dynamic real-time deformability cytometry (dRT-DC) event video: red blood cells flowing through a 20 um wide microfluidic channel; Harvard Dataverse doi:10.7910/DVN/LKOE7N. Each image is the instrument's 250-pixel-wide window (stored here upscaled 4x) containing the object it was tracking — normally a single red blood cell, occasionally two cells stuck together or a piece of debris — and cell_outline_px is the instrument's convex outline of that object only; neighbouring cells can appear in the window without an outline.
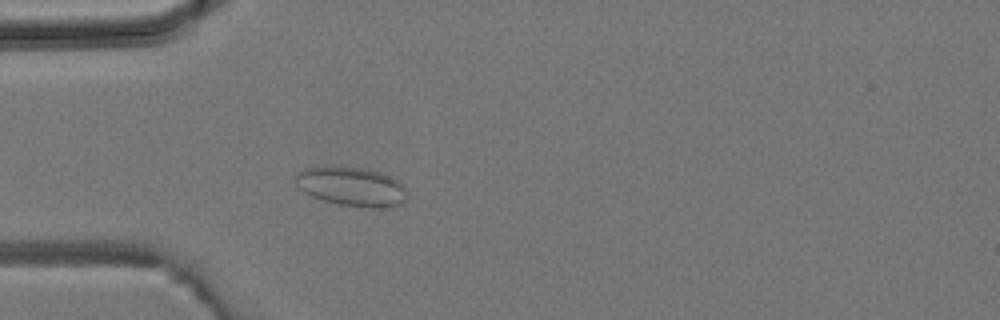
{"species": "common noctule bat (a hibernating species)", "species_latin": "Nyctalus noctula", "temperature_condition": "room temperature", "stored_images_in_passage": 3, "camera_frame_rate_fps": 3000, "um_per_image_px": 0.085, "animal": {"sex": "male", "body_mass_g": 19.2, "forearm_length_mm": 51.8}, "frame": {"image": 1, "passage_image": 3, "time_ms": 2.333, "image_size_px": [1000, 320], "cell_outline_px": [[408, 192], [404, 200], [400, 204], [380, 208], [360, 208], [340, 204], [324, 200], [312, 196], [304, 192], [296, 184], [296, 172], [304, 168], [364, 168], [380, 172], [392, 176], [404, 184]], "centroid_in_image_um": [29.94, 15.88], "position_along_channel_um": 55.1, "area_um2": 25.26}}